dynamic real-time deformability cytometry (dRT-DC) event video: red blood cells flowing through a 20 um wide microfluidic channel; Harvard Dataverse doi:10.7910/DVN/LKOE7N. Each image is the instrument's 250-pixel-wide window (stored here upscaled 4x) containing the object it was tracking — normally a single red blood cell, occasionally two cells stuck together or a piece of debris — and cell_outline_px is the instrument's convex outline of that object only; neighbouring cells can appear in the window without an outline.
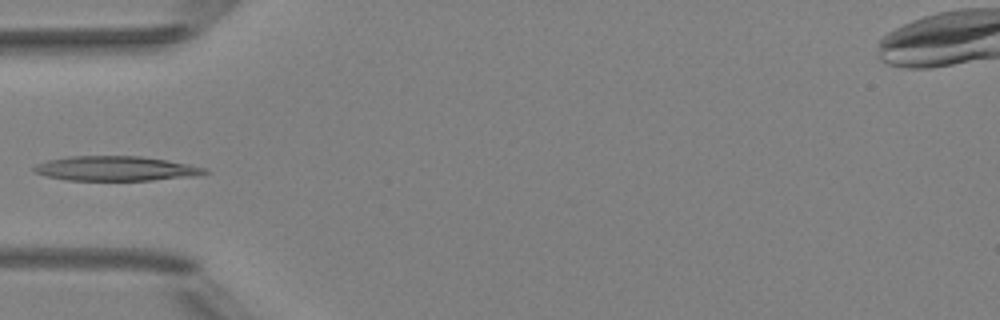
{"species": "Egyptian fruit bat (a non-hibernating species)", "species_latin": "Rousettus aegyptiacus", "temperature_condition": "room temperature", "stored_images_in_passage": 4, "camera_frame_rate_fps": 3000, "um_per_image_px": 0.085, "animal": {"sex": "female"}, "frame": {"image": 1, "passage_image": 3, "time_ms": 3.333, "image_size_px": [1000, 320], "cell_outline_px": [[208, 172], [200, 176], [152, 180], [68, 180], [44, 176], [32, 172], [32, 168], [36, 164], [48, 160], [68, 156], [140, 156], [188, 164], [208, 168]], "centroid_in_image_um": [9.83, 14.33], "position_along_channel_um": 75.2, "area_um2": 24.68}}
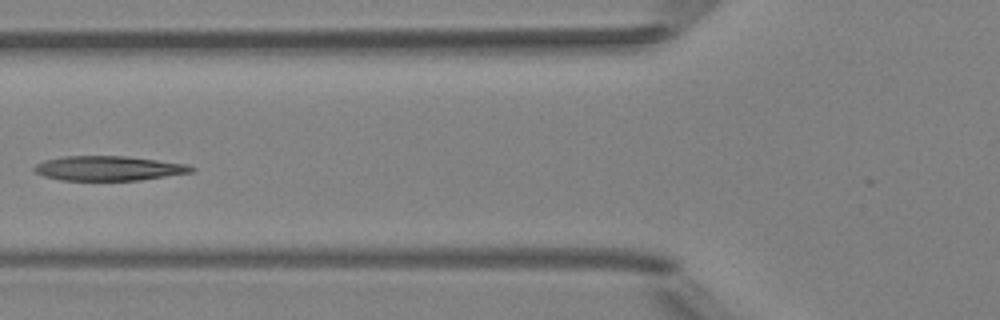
{"frame": {"image": 2, "passage_image": 4, "time_ms": 4.333, "image_size_px": [1000, 320], "cell_outline_px": [[196, 172], [140, 180], [60, 180], [44, 176], [36, 172], [32, 168], [36, 164], [44, 160], [64, 156], [124, 156], [188, 164], [196, 168]], "centroid_in_image_um": [9.26, 14.31], "position_along_channel_um": 116.5, "area_um2": 22.6}}